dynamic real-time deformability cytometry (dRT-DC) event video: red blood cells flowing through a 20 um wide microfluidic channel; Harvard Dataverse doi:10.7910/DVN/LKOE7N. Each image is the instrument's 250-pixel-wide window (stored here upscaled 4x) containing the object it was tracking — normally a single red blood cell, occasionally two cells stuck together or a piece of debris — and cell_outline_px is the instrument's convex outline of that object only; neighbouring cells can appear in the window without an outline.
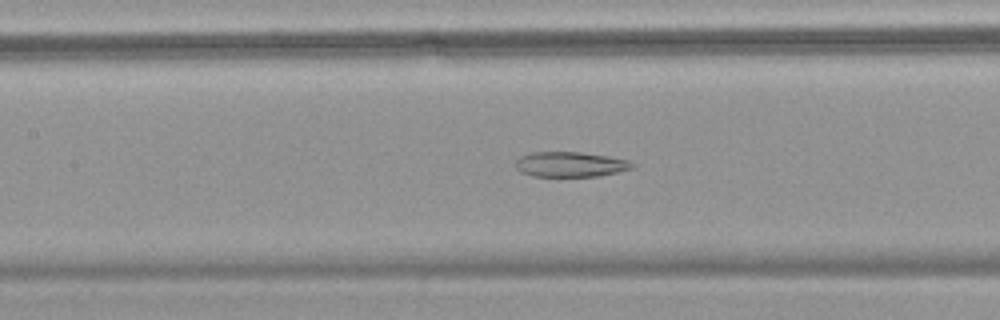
{"species": "common noctule bat (a hibernating species)", "species_latin": "Nyctalus noctula", "temperature_condition": "warm", "stored_images_in_passage": 58, "camera_frame_rate_fps": 3000, "um_per_image_px": 0.085, "animal": {"sex": "female", "body_mass_g": 18.4}, "frame": {"image": 1, "passage_image": 28, "time_ms": 9.0, "image_size_px": [1000, 320], "cell_outline_px": [[636, 164], [632, 168], [600, 176], [532, 176], [520, 172], [516, 168], [516, 160], [520, 156], [532, 152], [580, 152], [608, 156], [628, 160]], "centroid_in_image_um": [48.46, 13.97], "position_along_channel_um": 158.9, "area_um2": 17.05}}
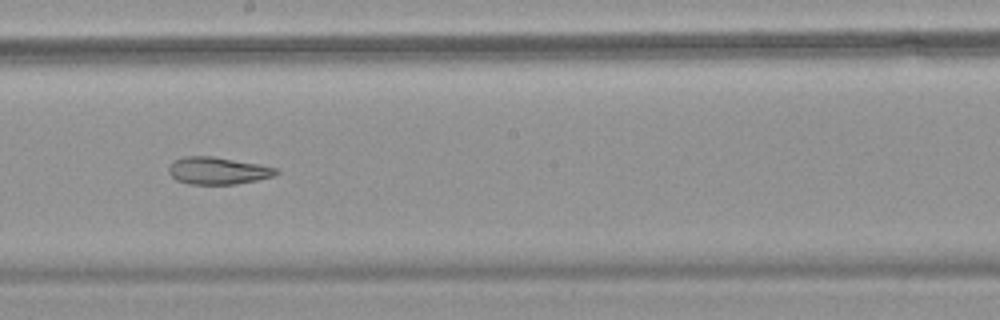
{"frame": {"image": 2, "passage_image": 34, "time_ms": 11.0, "image_size_px": [1000, 320], "cell_outline_px": [[280, 172], [272, 176], [256, 180], [236, 184], [188, 184], [176, 180], [168, 172], [168, 168], [176, 160], [184, 156], [212, 156], [260, 164], [276, 168]], "centroid_in_image_um": [18.51, 14.51], "position_along_channel_um": 229.7, "area_um2": 16.94}}
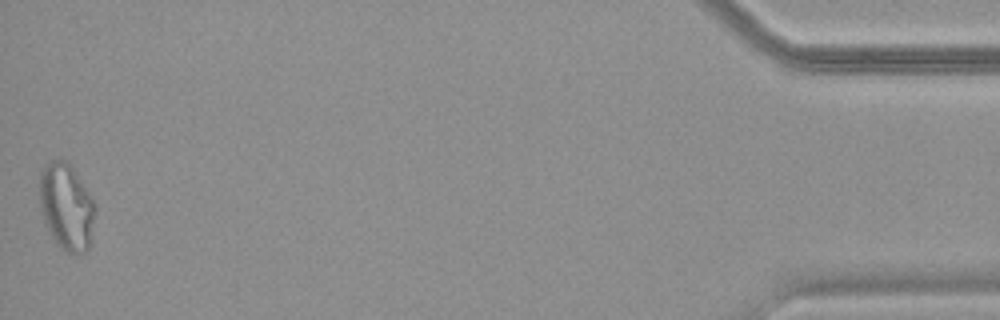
{"frame": {"image": 3, "passage_image": 58, "time_ms": 19.0, "image_size_px": [1000, 320], "cell_outline_px": [[96, 212], [92, 240], [88, 248], [84, 252], [64, 252], [56, 244], [44, 224], [40, 208], [40, 172], [44, 164], [60, 156], [72, 168], [96, 204]], "centroid_in_image_um": [5.65, 17.58], "position_along_channel_um": 429.6, "area_um2": 28.44}, "authors_computed_cell_mechanics": {"area_um2": 23.7558, "velocity_mm_per_s": 3.5574, "shape_relaxation_time_tau1_ms": null, "shape_relaxation_time_tau2_ms": 2.8225, "deformation_change_tau1": null, "deformation_change_tau2": 0.108}}